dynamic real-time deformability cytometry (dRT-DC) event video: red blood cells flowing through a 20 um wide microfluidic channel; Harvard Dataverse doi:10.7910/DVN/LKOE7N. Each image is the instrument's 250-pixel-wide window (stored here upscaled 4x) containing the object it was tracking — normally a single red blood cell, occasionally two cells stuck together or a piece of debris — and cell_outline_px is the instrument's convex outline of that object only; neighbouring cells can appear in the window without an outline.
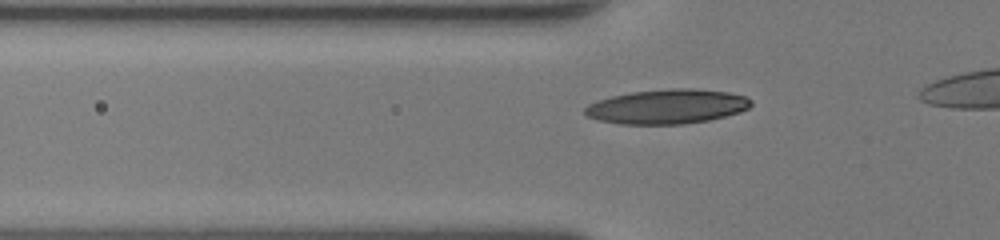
{"species": "human", "species_latin": "Homo sapiens", "temperature_condition": "room temperature", "stored_images_in_passage": 35, "camera_frame_rate_fps": 3000, "um_per_image_px": 0.085, "donor": {"sex": "female"}, "frame": {"image": 1, "passage_image": 7, "time_ms": 2.0, "image_size_px": [1000, 240], "cell_outline_px": [[752, 104], [748, 108], [740, 112], [708, 120], [684, 124], [620, 124], [600, 120], [588, 116], [584, 112], [584, 108], [588, 104], [612, 96], [632, 92], [672, 88], [692, 88], [728, 92], [744, 96], [752, 100]], "centroid_in_image_um": [56.72, 9.05], "position_along_channel_um": 69.1, "area_um2": 33.23}}
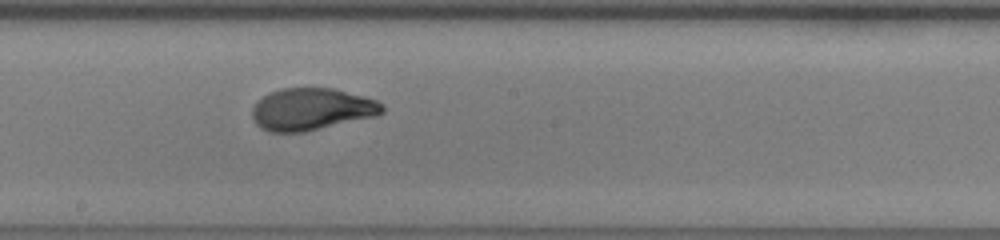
{"frame": {"image": 2, "passage_image": 19, "time_ms": 6.0, "image_size_px": [1000, 240], "cell_outline_px": [[384, 112], [376, 116], [304, 132], [268, 132], [260, 128], [256, 124], [252, 116], [252, 108], [264, 96], [272, 92], [284, 88], [336, 88], [376, 100], [384, 104]], "centroid_in_image_um": [26.51, 9.29], "position_along_channel_um": 221.7, "area_um2": 31.85}}
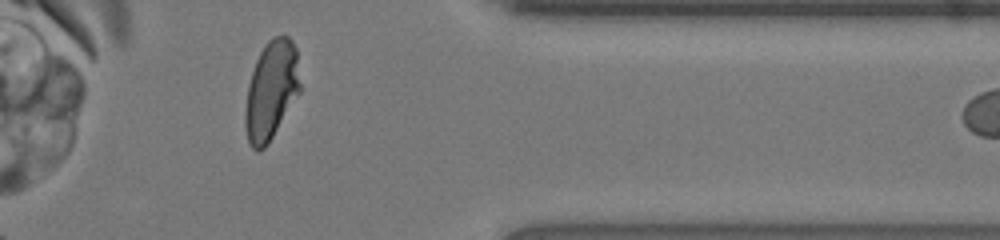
{"frame": {"image": 3, "passage_image": 32, "time_ms": 10.333, "image_size_px": [1000, 240], "cell_outline_px": [[300, 92], [268, 144], [264, 148], [256, 152], [248, 144], [244, 124], [244, 112], [248, 84], [256, 60], [264, 44], [272, 36], [288, 36], [292, 40], [296, 48], [300, 84]], "centroid_in_image_um": [23.03, 7.69], "position_along_channel_um": 388.4, "area_um2": 31.85}}